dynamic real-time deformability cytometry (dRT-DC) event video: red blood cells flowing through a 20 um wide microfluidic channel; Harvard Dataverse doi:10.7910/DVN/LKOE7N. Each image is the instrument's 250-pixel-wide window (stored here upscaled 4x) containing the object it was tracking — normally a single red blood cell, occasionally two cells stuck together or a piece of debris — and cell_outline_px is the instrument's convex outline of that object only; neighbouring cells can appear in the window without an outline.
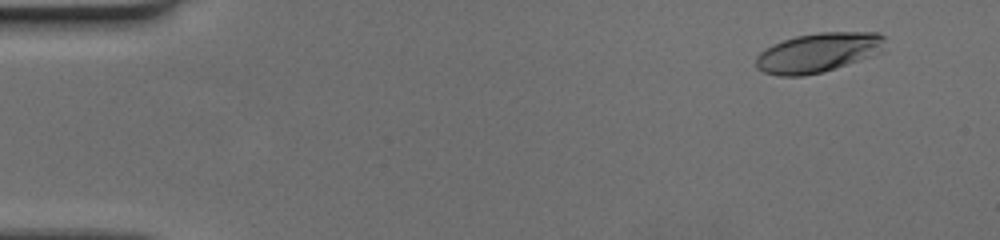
{"species": "human", "species_latin": "Homo sapiens", "temperature_condition": "cold", "stored_images_in_passage": 52, "camera_frame_rate_fps": 3000, "um_per_image_px": 0.085, "donor": {"sex": "female"}, "frame": {"image": 1, "passage_image": 5, "time_ms": 1.333, "image_size_px": [1000, 240], "cell_outline_px": [[884, 52], [824, 72], [804, 76], [780, 76], [764, 72], [756, 68], [756, 56], [760, 52], [784, 40], [796, 36], [820, 32], [876, 32], [884, 36]], "centroid_in_image_um": [69.58, 4.48], "position_along_channel_um": 15.4, "area_um2": 29.71}}
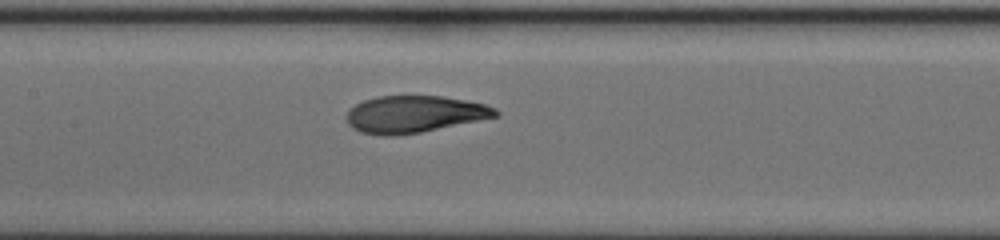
{"frame": {"image": 2, "passage_image": 26, "time_ms": 8.333, "image_size_px": [1000, 240], "cell_outline_px": [[500, 116], [420, 132], [392, 136], [384, 136], [360, 132], [352, 128], [348, 124], [344, 116], [356, 104], [364, 100], [376, 96], [440, 96], [464, 100], [484, 104], [496, 108], [500, 112]], "centroid_in_image_um": [35.2, 9.71], "position_along_channel_um": 172.2, "area_um2": 32.08}}
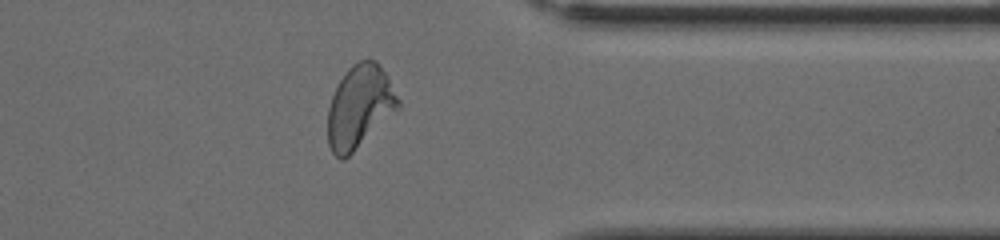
{"frame": {"image": 3, "passage_image": 42, "time_ms": 13.667, "image_size_px": [1000, 240], "cell_outline_px": [[400, 108], [344, 160], [340, 160], [332, 152], [328, 144], [328, 108], [332, 96], [340, 80], [348, 68], [352, 64], [360, 60], [376, 60], [384, 72], [400, 100]], "centroid_in_image_um": [30.56, 9.08], "position_along_channel_um": 380.8, "area_um2": 33.64}}